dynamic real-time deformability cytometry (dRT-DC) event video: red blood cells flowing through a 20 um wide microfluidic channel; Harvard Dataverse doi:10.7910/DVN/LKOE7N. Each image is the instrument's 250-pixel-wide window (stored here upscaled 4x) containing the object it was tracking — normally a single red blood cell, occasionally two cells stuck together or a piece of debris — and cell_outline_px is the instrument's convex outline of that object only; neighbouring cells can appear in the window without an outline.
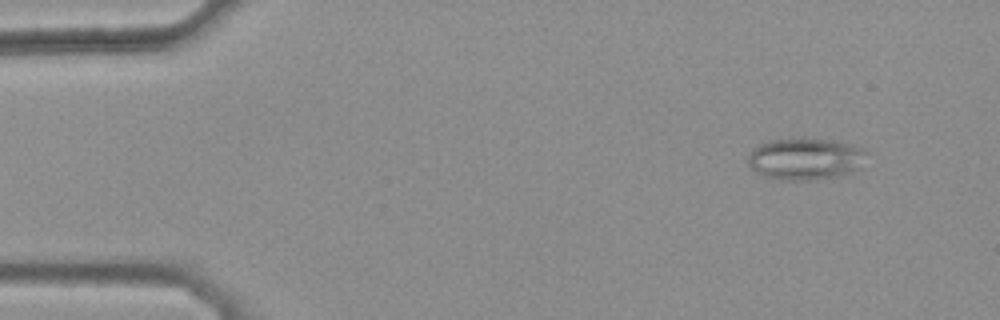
{"species": "common noctule bat (a hibernating species)", "species_latin": "Nyctalus noctula", "temperature_condition": "warm", "stored_images_in_passage": 45, "camera_frame_rate_fps": 3000, "um_per_image_px": 0.085, "animal": {"sex": "female", "body_mass_g": 25.1}, "frame": {"image": 1, "passage_image": 5, "time_ms": 1.333, "image_size_px": [1000, 320], "cell_outline_px": [[864, 152], [860, 168], [840, 176], [816, 180], [784, 180], [764, 176], [756, 172], [748, 164], [748, 156], [752, 148], [764, 140], [804, 136], [832, 140], [848, 144], [860, 148]], "centroid_in_image_um": [68.37, 13.47], "position_along_channel_um": 16.6, "area_um2": 29.36}}
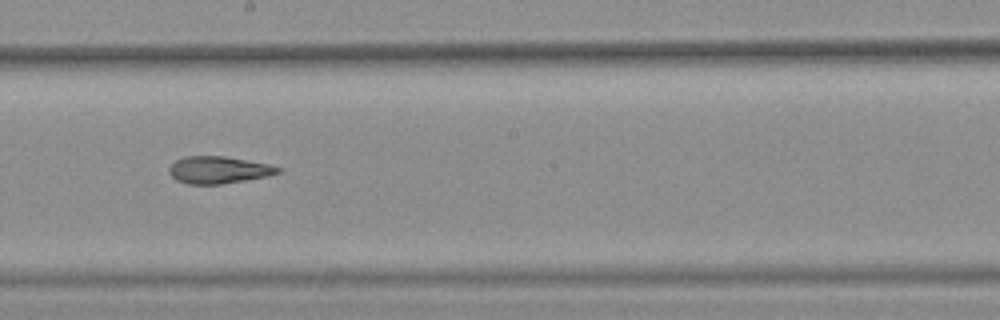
{"frame": {"image": 2, "passage_image": 29, "time_ms": 9.333, "image_size_px": [1000, 320], "cell_outline_px": [[280, 172], [268, 176], [220, 184], [188, 184], [176, 180], [168, 172], [168, 168], [176, 160], [184, 156], [224, 156], [268, 164], [280, 168]], "centroid_in_image_um": [18.53, 14.44], "position_along_channel_um": 229.7, "area_um2": 17.05}}
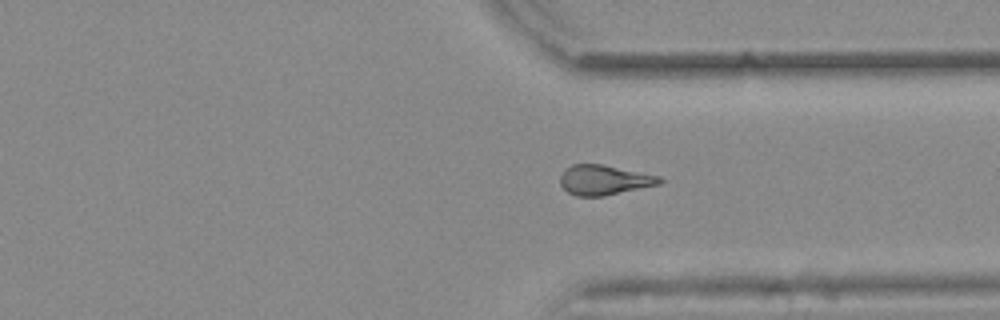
{"frame": {"image": 3, "passage_image": 39, "time_ms": 12.667, "image_size_px": [1000, 320], "cell_outline_px": [[664, 180], [660, 184], [604, 196], [576, 196], [568, 192], [560, 184], [560, 176], [564, 168], [572, 164], [604, 164], [660, 176]], "centroid_in_image_um": [51.34, 15.29], "position_along_channel_um": 360.1, "area_um2": 17.46}, "authors_computed_cell_mechanics": {"area_um2": 17.8024, "velocity_mm_per_s": 3.8983, "shape_relaxation_time_tau1_ms": null, "shape_relaxation_time_tau2_ms": 6.5538, "deformation_change_tau1": null, "deformation_change_tau2": 0.1694}}